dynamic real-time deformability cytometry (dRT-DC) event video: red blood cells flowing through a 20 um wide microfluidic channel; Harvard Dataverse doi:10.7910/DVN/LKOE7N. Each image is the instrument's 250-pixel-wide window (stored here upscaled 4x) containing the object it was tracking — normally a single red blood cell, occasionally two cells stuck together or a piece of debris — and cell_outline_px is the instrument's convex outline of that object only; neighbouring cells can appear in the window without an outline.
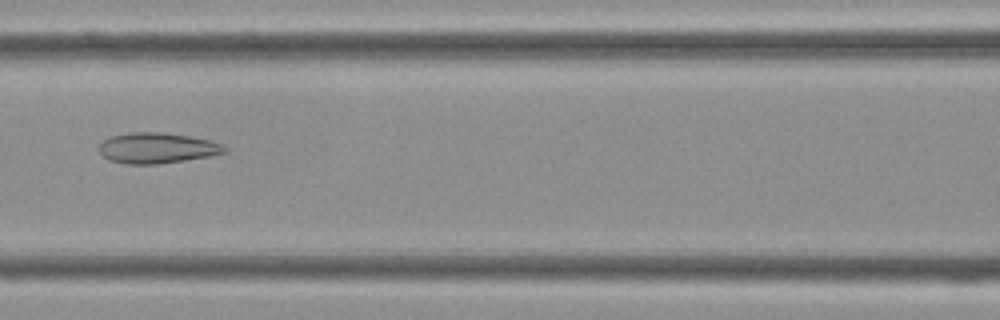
{"species": "Egyptian fruit bat (a non-hibernating species)", "species_latin": "Rousettus aegyptiacus", "temperature_condition": "cold", "stored_images_in_passage": 42, "camera_frame_rate_fps": 3000, "um_per_image_px": 0.085, "frame": {"image": 1, "passage_image": 18, "time_ms": 5.667, "image_size_px": [1000, 320], "cell_outline_px": [[228, 148], [224, 152], [208, 156], [184, 160], [156, 164], [124, 164], [108, 160], [100, 152], [100, 144], [104, 140], [112, 136], [132, 132], [164, 132], [188, 136], [208, 140], [220, 144]], "centroid_in_image_um": [13.31, 12.58], "position_along_channel_um": 153.3, "area_um2": 22.08}}
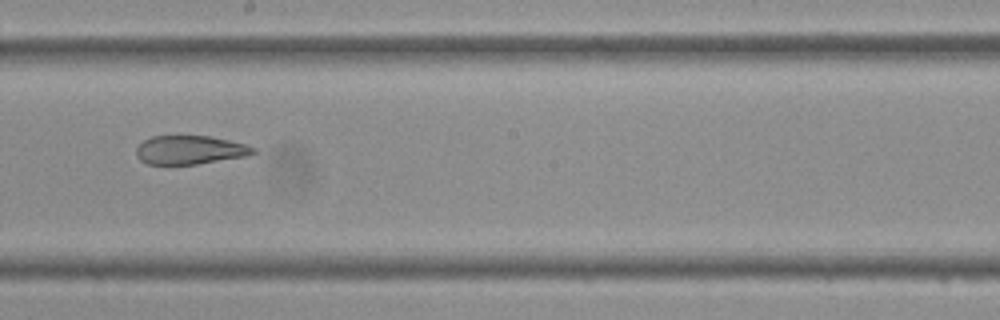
{"frame": {"image": 2, "passage_image": 23, "time_ms": 7.333, "image_size_px": [1000, 320], "cell_outline_px": [[256, 152], [248, 156], [196, 164], [148, 164], [140, 160], [136, 156], [136, 148], [144, 140], [152, 136], [208, 136], [228, 140], [244, 144], [256, 148]], "centroid_in_image_um": [16.14, 12.75], "position_along_channel_um": 232.1, "area_um2": 19.48}}
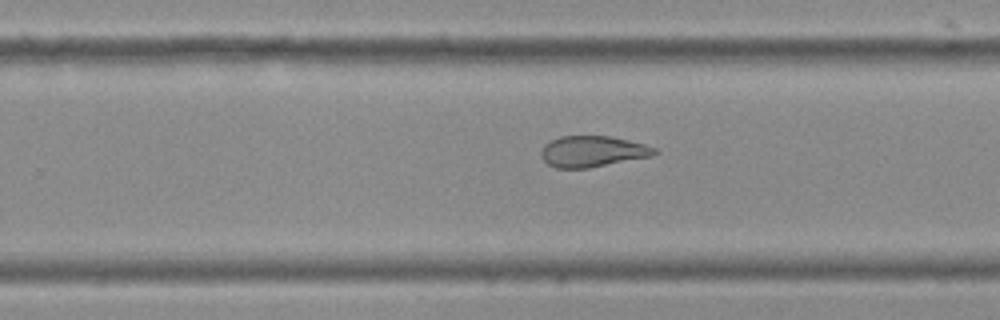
{"frame": {"image": 3, "passage_image": 26, "time_ms": 8.333, "image_size_px": [1000, 320], "cell_outline_px": [[660, 152], [652, 156], [588, 168], [556, 168], [548, 164], [540, 156], [540, 152], [544, 144], [560, 136], [612, 136], [644, 144], [656, 148]], "centroid_in_image_um": [50.37, 12.87], "position_along_channel_um": 279.4, "area_um2": 20.58}}